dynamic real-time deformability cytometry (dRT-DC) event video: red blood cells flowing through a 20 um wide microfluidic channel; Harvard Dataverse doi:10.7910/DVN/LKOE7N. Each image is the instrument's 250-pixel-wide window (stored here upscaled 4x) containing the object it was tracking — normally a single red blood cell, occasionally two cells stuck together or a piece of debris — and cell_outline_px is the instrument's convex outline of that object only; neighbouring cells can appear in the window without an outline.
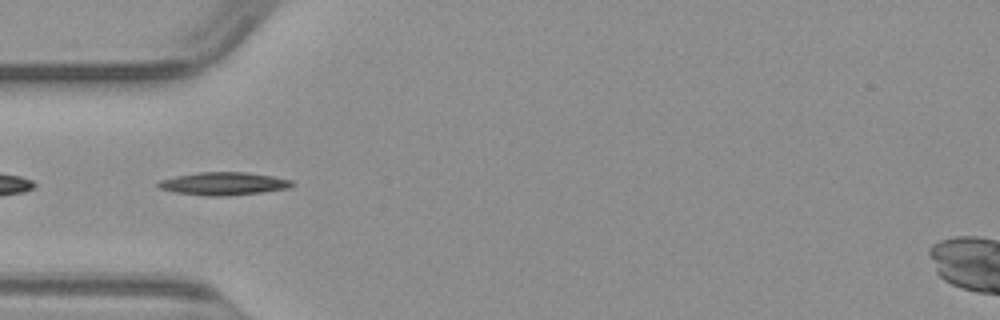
{"species": "common noctule bat (a hibernating species)", "species_latin": "Nyctalus noctula", "temperature_condition": "warm", "stored_images_in_passage": 17, "camera_frame_rate_fps": 3000, "um_per_image_px": 0.085, "animal": {"sex": "male", "body_mass_g": 23.1, "forearm_length_mm": 52.7}, "frame": {"image": 1, "passage_image": 10, "time_ms": 3.0, "image_size_px": [1000, 320], "cell_outline_px": [[292, 184], [288, 188], [260, 192], [220, 196], [208, 196], [176, 192], [160, 188], [156, 184], [160, 180], [176, 176], [200, 172], [248, 172], [272, 176], [292, 180]], "centroid_in_image_um": [18.98, 15.6], "position_along_channel_um": 66.0, "area_um2": 17.51}}